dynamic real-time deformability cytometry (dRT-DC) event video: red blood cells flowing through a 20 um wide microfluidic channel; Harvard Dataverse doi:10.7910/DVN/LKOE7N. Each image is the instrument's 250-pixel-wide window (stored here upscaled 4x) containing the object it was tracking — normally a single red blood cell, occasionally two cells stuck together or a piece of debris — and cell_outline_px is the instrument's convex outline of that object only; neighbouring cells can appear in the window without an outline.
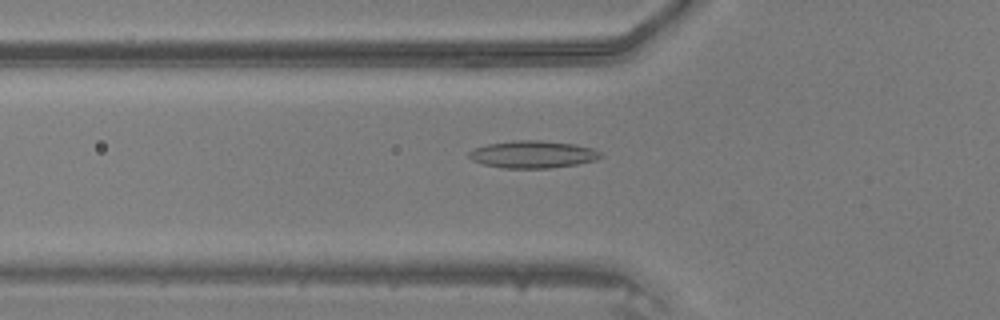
{"species": "common noctule bat (a hibernating species)", "species_latin": "Nyctalus noctula", "temperature_condition": "warm", "stored_images_in_passage": 35, "camera_frame_rate_fps": 3000, "um_per_image_px": 0.085, "animal": {"sex": "male", "body_mass_g": 20.5, "forearm_length_mm": 52.5}, "frame": {"image": 1, "passage_image": 4, "time_ms": 1.0, "image_size_px": [1000, 320], "cell_outline_px": [[604, 156], [596, 160], [576, 164], [548, 168], [504, 168], [484, 164], [472, 160], [468, 156], [468, 152], [476, 148], [488, 144], [512, 140], [540, 140], [576, 144], [592, 148], [600, 152]], "centroid_in_image_um": [45.31, 13.11], "position_along_channel_um": 80.5, "area_um2": 20.92}}
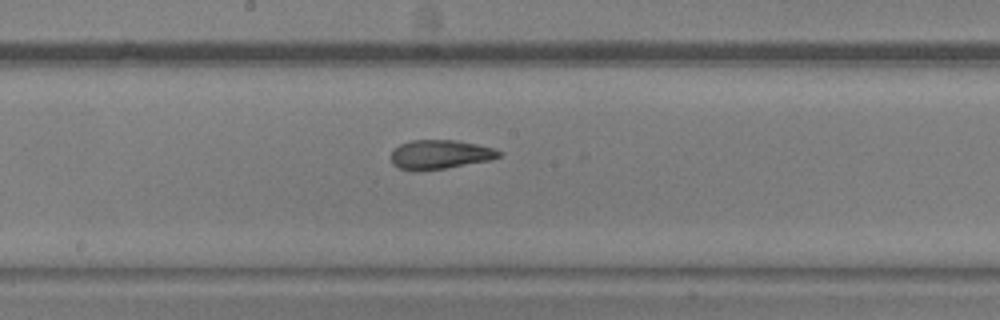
{"frame": {"image": 2, "passage_image": 13, "time_ms": 4.0, "image_size_px": [1000, 320], "cell_outline_px": [[504, 152], [500, 156], [492, 160], [420, 172], [412, 172], [400, 168], [392, 164], [392, 152], [400, 144], [412, 140], [456, 140], [496, 148]], "centroid_in_image_um": [37.43, 13.14], "position_along_channel_um": 210.8, "area_um2": 18.55}}
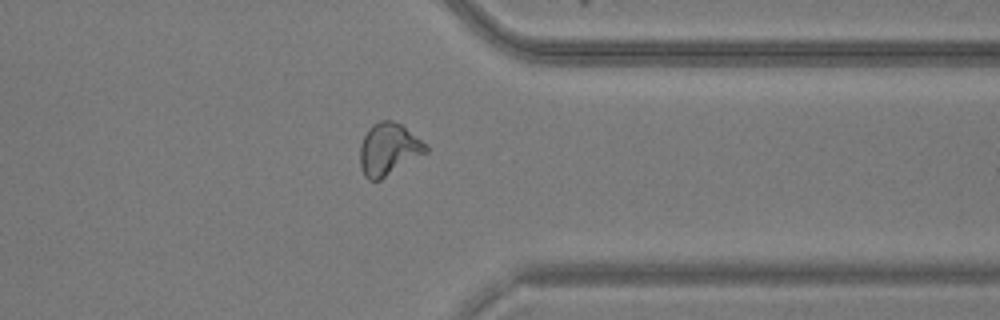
{"frame": {"image": 3, "passage_image": 25, "time_ms": 8.0, "image_size_px": [1000, 320], "cell_outline_px": [[428, 152], [380, 180], [368, 180], [364, 176], [360, 168], [360, 144], [368, 128], [372, 124], [380, 120], [392, 120], [400, 124], [428, 144]], "centroid_in_image_um": [33.03, 12.69], "position_along_channel_um": 378.4, "area_um2": 20.17}}